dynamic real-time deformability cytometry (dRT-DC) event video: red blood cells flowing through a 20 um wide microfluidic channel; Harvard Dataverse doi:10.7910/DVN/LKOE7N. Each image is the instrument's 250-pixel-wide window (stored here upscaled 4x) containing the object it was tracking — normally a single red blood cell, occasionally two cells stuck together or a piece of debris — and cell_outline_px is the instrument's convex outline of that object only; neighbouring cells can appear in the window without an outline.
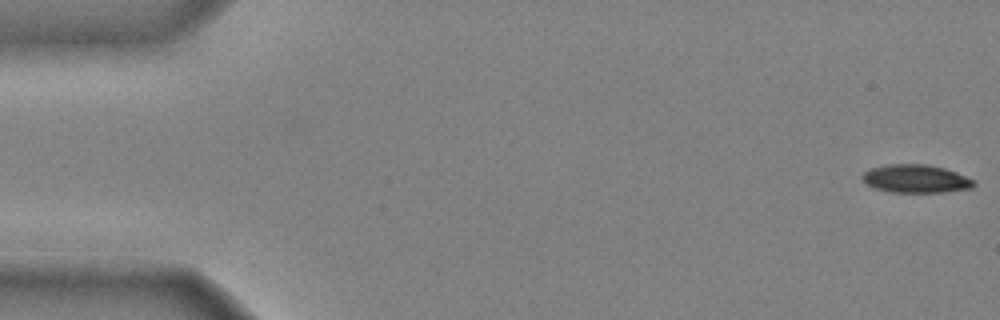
{"species": "common noctule bat (a hibernating species)", "species_latin": "Nyctalus noctula", "temperature_condition": "cold", "stored_images_in_passage": 48, "camera_frame_rate_fps": 3000, "um_per_image_px": 0.085, "animal": {"sex": "male", "body_mass_g": 20.4}, "frame": {"image": 1, "passage_image": 1, "time_ms": 0.0, "image_size_px": [1000, 320], "cell_outline_px": [[976, 184], [972, 188], [944, 192], [892, 192], [872, 188], [860, 176], [868, 168], [888, 164], [928, 164], [944, 168], [956, 172], [972, 180]], "centroid_in_image_um": [77.8, 15.19], "position_along_channel_um": 7.2, "area_um2": 18.32}}
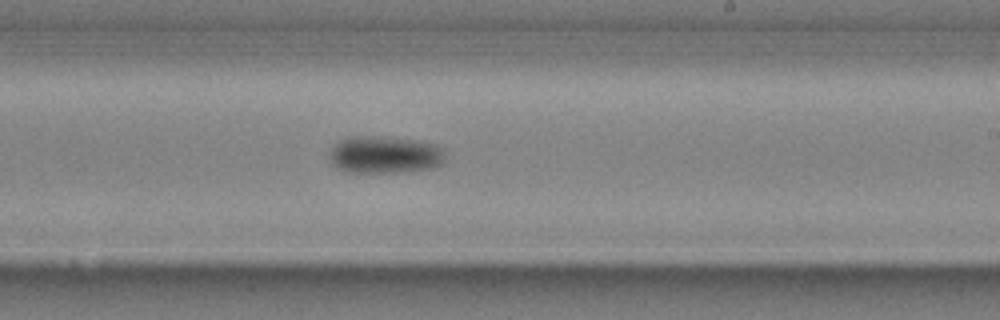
{"frame": {"image": 2, "passage_image": 30, "time_ms": 9.667, "image_size_px": [1000, 320], "cell_outline_px": [[444, 160], [440, 164], [428, 168], [404, 172], [344, 172], [336, 168], [332, 164], [328, 156], [332, 144], [348, 136], [376, 136], [420, 140], [436, 144], [444, 148]], "centroid_in_image_um": [32.65, 13.14], "position_along_channel_um": 256.3, "area_um2": 25.61}}
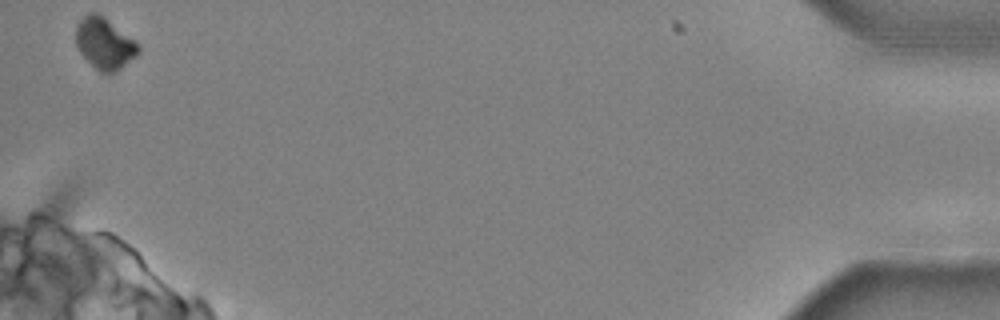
{"frame": {"image": 3, "passage_image": 48, "time_ms": 15.667, "image_size_px": [1000, 320], "cell_outline_px": [[140, 52], [136, 56], [116, 72], [108, 76], [100, 72], [80, 52], [76, 44], [76, 28], [80, 20], [88, 12], [96, 12], [104, 16], [136, 40], [140, 44]], "centroid_in_image_um": [8.92, 3.7], "position_along_channel_um": 426.3, "area_um2": 18.9}, "authors_computed_cell_mechanics": {"area_um2": 21.9351, "velocity_mm_per_s": 3.9615, "shape_relaxation_time_tau1_ms": 2.4777, "shape_relaxation_time_tau2_ms": null, "deformation_change_tau1": 0.1294, "deformation_change_tau2": null}}